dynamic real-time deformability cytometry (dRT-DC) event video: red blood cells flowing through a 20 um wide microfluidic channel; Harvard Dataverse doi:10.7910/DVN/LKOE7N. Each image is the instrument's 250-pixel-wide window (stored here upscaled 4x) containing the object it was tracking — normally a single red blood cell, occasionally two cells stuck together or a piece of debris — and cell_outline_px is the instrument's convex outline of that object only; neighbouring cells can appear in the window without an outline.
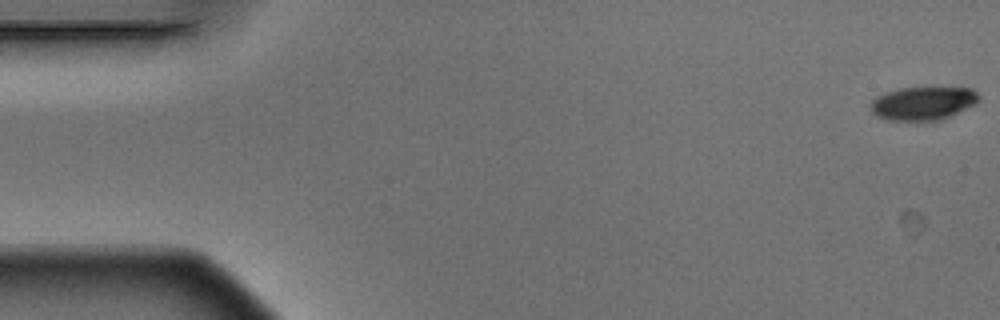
{"species": "Egyptian fruit bat (a non-hibernating species)", "species_latin": "Rousettus aegyptiacus", "temperature_condition": "warm", "stored_images_in_passage": 4, "camera_frame_rate_fps": 3000, "um_per_image_px": 0.085, "animal": {"sex": "male"}, "frame": {"image": 1, "passage_image": 1, "time_ms": 0.0, "image_size_px": [1000, 320], "cell_outline_px": [[980, 100], [940, 120], [888, 120], [876, 116], [872, 112], [872, 100], [876, 96], [900, 88], [972, 88], [980, 96]], "centroid_in_image_um": [78.43, 8.77], "position_along_channel_um": 6.6, "area_um2": 20.52}}
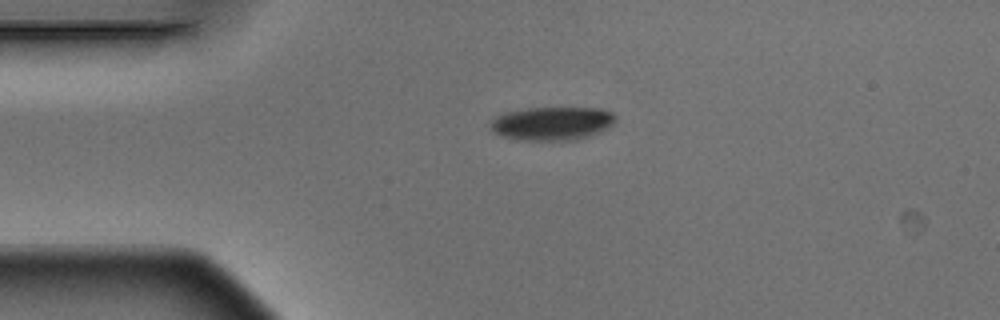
{"frame": {"image": 2, "passage_image": 4, "time_ms": 1.0, "image_size_px": [1000, 320], "cell_outline_px": [[616, 120], [608, 128], [592, 136], [576, 140], [520, 140], [504, 136], [492, 132], [488, 124], [496, 116], [504, 112], [528, 108], [600, 108], [612, 112], [616, 116]], "centroid_in_image_um": [46.93, 10.49], "position_along_channel_um": 38.1, "area_um2": 24.68}}